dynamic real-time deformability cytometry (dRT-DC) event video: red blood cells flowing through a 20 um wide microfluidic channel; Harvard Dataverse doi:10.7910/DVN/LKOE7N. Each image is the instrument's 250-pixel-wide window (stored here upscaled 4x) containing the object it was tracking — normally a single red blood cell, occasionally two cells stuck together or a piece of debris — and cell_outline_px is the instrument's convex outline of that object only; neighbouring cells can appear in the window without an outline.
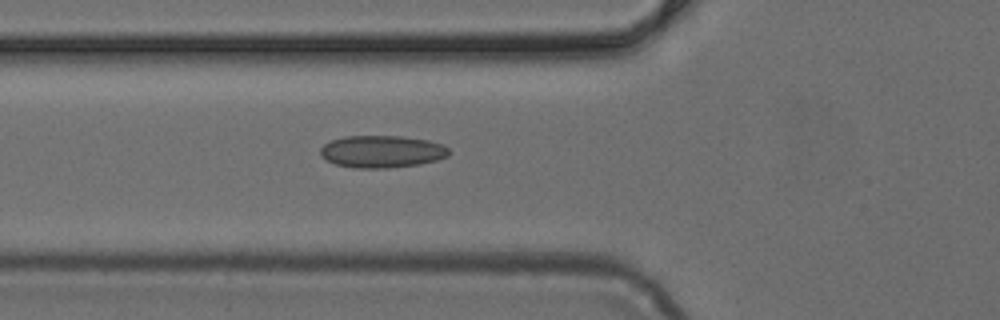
{"species": "common noctule bat (a hibernating species)", "species_latin": "Nyctalus noctula", "temperature_condition": "cold", "stored_images_in_passage": 5, "camera_frame_rate_fps": 3000, "um_per_image_px": 0.085, "animal": {"sex": "female", "body_mass_g": 24.6, "forearm_length_mm": 56.2}, "frame": {"image": 1, "passage_image": 5, "time_ms": 1.333, "image_size_px": [1000, 320], "cell_outline_px": [[452, 152], [448, 156], [436, 160], [420, 164], [388, 168], [356, 168], [336, 164], [320, 156], [320, 148], [324, 144], [332, 140], [344, 136], [400, 136], [428, 140], [444, 144]], "centroid_in_image_um": [32.49, 12.88], "position_along_channel_um": 93.3, "area_um2": 24.28}}